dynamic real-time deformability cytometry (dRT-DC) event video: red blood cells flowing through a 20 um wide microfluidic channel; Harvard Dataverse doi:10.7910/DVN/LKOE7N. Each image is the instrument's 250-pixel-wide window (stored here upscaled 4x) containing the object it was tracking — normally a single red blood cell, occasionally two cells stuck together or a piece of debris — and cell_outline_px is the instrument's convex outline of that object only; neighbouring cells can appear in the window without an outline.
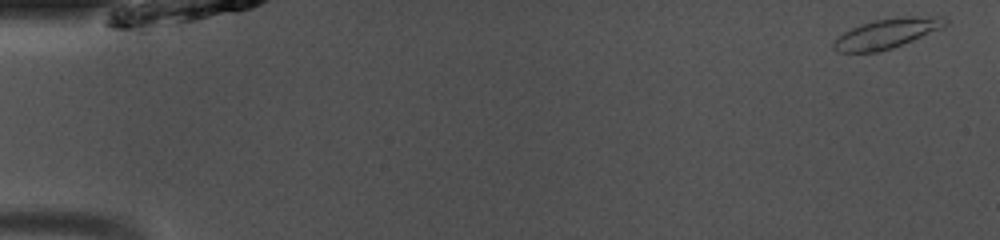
{"species": "common noctule bat (a hibernating species)", "species_latin": "Nyctalus noctula", "temperature_condition": "room temperature", "stored_images_in_passage": 47, "camera_frame_rate_fps": 3000, "um_per_image_px": 0.085, "animal": {"sex": "male", "body_mass_g": 13.0, "forearm_length_mm": 53.1}, "frame": {"image": 1, "passage_image": 1, "time_ms": 0.0, "image_size_px": [1000, 240], "cell_outline_px": [[948, 24], [944, 28], [892, 48], [876, 52], [836, 52], [832, 48], [832, 44], [844, 32], [852, 28], [876, 20], [904, 16], [944, 16], [948, 20]], "centroid_in_image_um": [75.45, 2.84], "position_along_channel_um": 9.6, "area_um2": 19.31}}
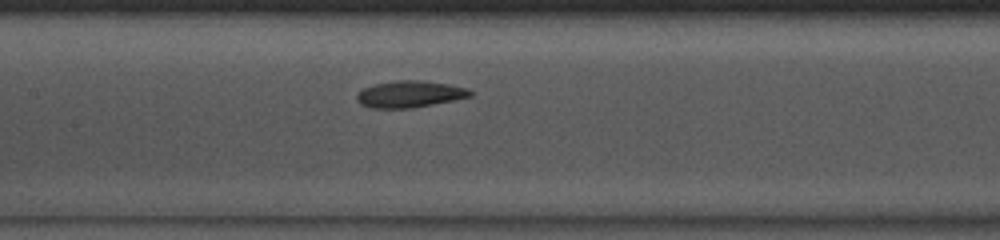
{"frame": {"image": 2, "passage_image": 23, "time_ms": 7.333, "image_size_px": [1000, 240], "cell_outline_px": [[472, 96], [412, 108], [372, 108], [360, 104], [356, 100], [356, 96], [360, 88], [376, 84], [396, 80], [424, 80], [448, 84], [468, 88], [472, 92]], "centroid_in_image_um": [34.79, 7.99], "position_along_channel_um": 172.6, "area_um2": 17.69}}
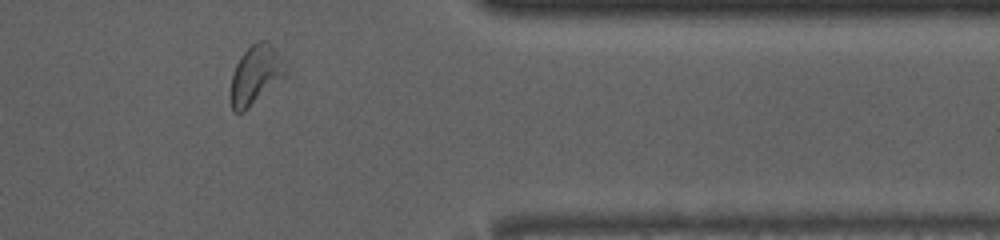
{"frame": {"image": 3, "passage_image": 40, "time_ms": 13.0, "image_size_px": [1000, 240], "cell_outline_px": [[288, 72], [284, 76], [244, 112], [232, 112], [228, 96], [232, 76], [236, 64], [240, 56], [252, 44], [260, 40], [268, 40], [276, 48], [288, 68]], "centroid_in_image_um": [21.7, 6.36], "position_along_channel_um": 389.7, "area_um2": 19.13}}